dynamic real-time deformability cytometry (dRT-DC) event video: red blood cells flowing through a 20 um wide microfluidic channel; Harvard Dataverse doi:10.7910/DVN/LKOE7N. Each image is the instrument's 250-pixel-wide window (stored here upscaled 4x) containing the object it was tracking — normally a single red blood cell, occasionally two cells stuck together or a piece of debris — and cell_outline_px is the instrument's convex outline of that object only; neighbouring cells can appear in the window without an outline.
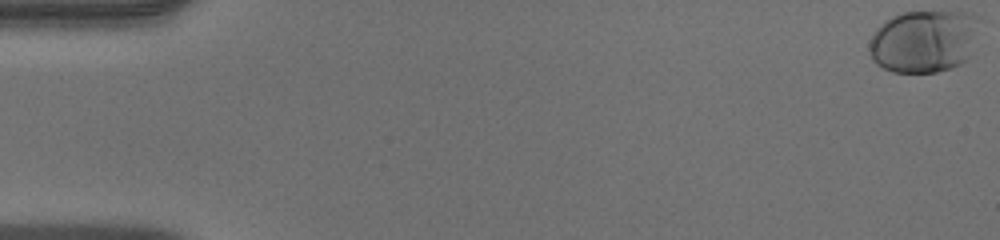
{"species": "human", "species_latin": "Homo sapiens", "temperature_condition": "warm", "stored_images_in_passage": 52, "camera_frame_rate_fps": 3000, "um_per_image_px": 0.085, "donor": {"sex": "male"}, "frame": {"image": 1, "passage_image": 1, "time_ms": 0.0, "image_size_px": [1000, 240], "cell_outline_px": [[980, 16], [968, 60], [960, 64], [936, 72], [892, 72], [876, 64], [872, 60], [868, 52], [868, 44], [876, 28], [884, 20], [892, 16], [904, 12], [964, 12]], "centroid_in_image_um": [78.49, 3.5], "position_along_channel_um": 6.5, "area_um2": 40.29}}
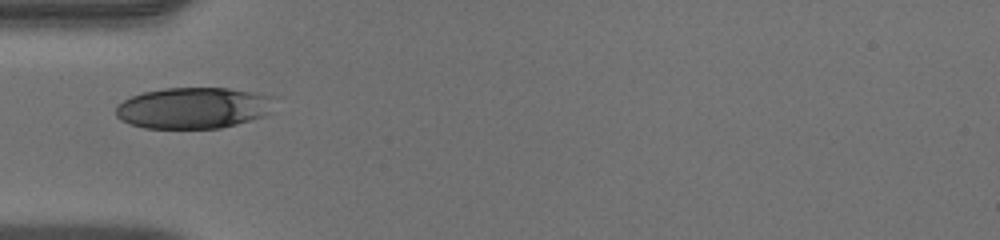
{"frame": {"image": 2, "passage_image": 18, "time_ms": 5.667, "image_size_px": [1000, 240], "cell_outline_px": [[276, 96], [268, 112], [264, 116], [236, 124], [220, 128], [144, 128], [120, 120], [116, 116], [116, 104], [132, 96], [144, 92], [164, 88], [228, 88]], "centroid_in_image_um": [16.42, 9.17], "position_along_channel_um": 68.6, "area_um2": 38.03}}
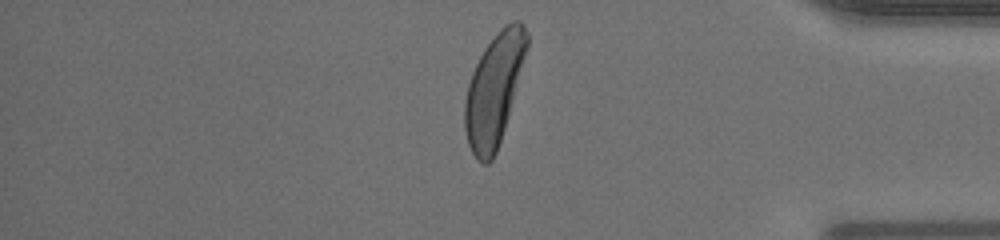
{"frame": {"image": 3, "passage_image": 44, "time_ms": 14.333, "image_size_px": [1000, 240], "cell_outline_px": [[528, 44], [508, 116], [496, 152], [492, 160], [488, 164], [484, 164], [476, 160], [468, 144], [464, 128], [464, 100], [468, 84], [472, 72], [484, 48], [496, 32], [504, 24], [512, 20], [520, 20], [524, 24], [528, 36]], "centroid_in_image_um": [41.97, 7.6], "position_along_channel_um": 393.2, "area_um2": 40.06}, "authors_computed_cell_mechanics": {"area_um2": 40.1421, "velocity_mm_per_s": 4.0197, "shape_relaxation_time_tau1_ms": 2.2683, "shape_relaxation_time_tau2_ms": null, "deformation_change_tau1": 0.1487, "deformation_change_tau2": null}}